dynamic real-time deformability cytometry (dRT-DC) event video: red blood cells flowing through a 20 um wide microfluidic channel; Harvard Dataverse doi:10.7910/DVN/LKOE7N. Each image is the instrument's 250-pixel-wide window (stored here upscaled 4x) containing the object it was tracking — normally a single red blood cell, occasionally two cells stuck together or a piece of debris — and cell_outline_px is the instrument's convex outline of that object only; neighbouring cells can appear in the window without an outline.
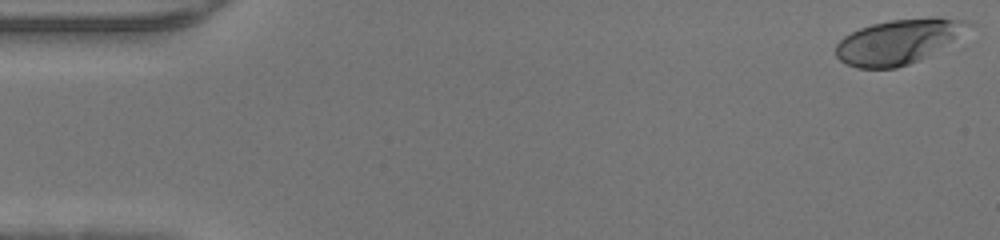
{"species": "human", "species_latin": "Homo sapiens", "temperature_condition": "warm", "stored_images_in_passage": 9, "camera_frame_rate_fps": 3000, "um_per_image_px": 0.085, "donor": {"sex": "male"}, "frame": {"image": 1, "passage_image": 1, "time_ms": 0.0, "image_size_px": [1000, 240], "cell_outline_px": [[972, 24], [920, 60], [896, 68], [856, 68], [840, 60], [836, 56], [836, 44], [844, 36], [860, 28], [872, 24], [892, 20], [932, 16], [936, 16], [968, 20]], "centroid_in_image_um": [76.27, 3.52], "position_along_channel_um": 8.7, "area_um2": 33.7}}